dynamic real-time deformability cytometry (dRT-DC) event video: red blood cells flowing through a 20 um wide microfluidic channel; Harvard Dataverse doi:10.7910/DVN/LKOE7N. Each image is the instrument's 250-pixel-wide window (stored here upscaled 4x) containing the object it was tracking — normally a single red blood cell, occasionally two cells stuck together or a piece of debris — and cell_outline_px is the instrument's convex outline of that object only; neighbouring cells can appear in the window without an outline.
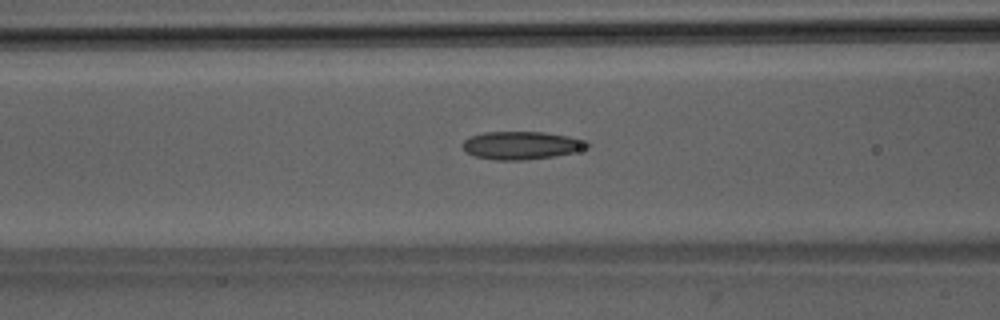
{"species": "Egyptian fruit bat (a non-hibernating species)", "species_latin": "Rousettus aegyptiacus", "temperature_condition": "room temperature", "stored_images_in_passage": 51, "camera_frame_rate_fps": 3000, "um_per_image_px": 0.085, "animal": {"sex": "male"}, "frame": {"image": 1, "passage_image": 21, "time_ms": 6.667, "image_size_px": [1000, 320], "cell_outline_px": [[592, 144], [588, 148], [556, 156], [524, 160], [496, 160], [476, 156], [464, 152], [460, 144], [468, 136], [484, 132], [544, 132], [568, 136], [588, 140]], "centroid_in_image_um": [44.32, 12.35], "position_along_channel_um": 122.3, "area_um2": 20.63}}
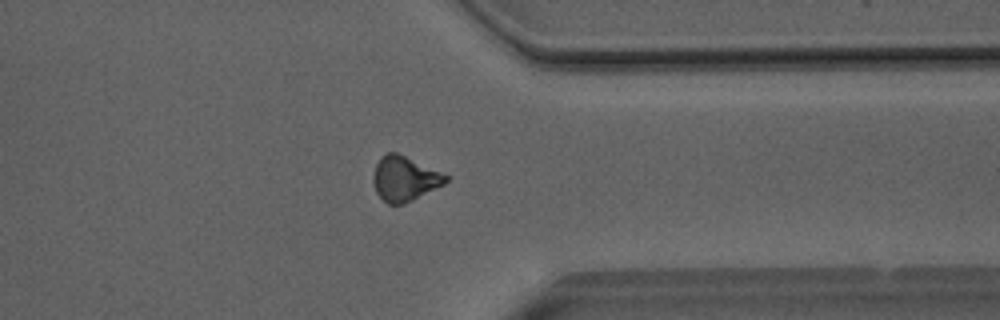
{"frame": {"image": 2, "passage_image": 40, "time_ms": 13.0, "image_size_px": [1000, 320], "cell_outline_px": [[452, 176], [444, 184], [404, 204], [388, 204], [376, 192], [372, 176], [376, 164], [380, 156], [388, 152], [396, 152]], "centroid_in_image_um": [34.4, 15.17], "position_along_channel_um": 377.0, "area_um2": 18.96}}
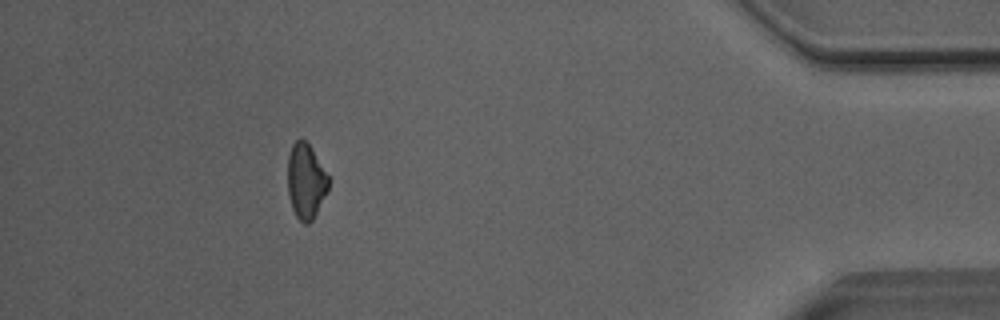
{"frame": {"image": 3, "passage_image": 46, "time_ms": 15.0, "image_size_px": [1000, 320], "cell_outline_px": [[328, 192], [312, 220], [308, 224], [304, 224], [296, 216], [292, 208], [288, 196], [288, 156], [292, 144], [300, 136], [308, 144], [328, 176]], "centroid_in_image_um": [25.98, 15.41], "position_along_channel_um": 409.2, "area_um2": 17.74}, "authors_computed_cell_mechanics": {"area_um2": 19.4208, "velocity_mm_per_s": 4.0929, "shape_relaxation_time_tau1_ms": 11.3223, "shape_relaxation_time_tau2_ms": 3.1057, "deformation_change_tau1": 0.202, "deformation_change_tau2": 0.1133}}